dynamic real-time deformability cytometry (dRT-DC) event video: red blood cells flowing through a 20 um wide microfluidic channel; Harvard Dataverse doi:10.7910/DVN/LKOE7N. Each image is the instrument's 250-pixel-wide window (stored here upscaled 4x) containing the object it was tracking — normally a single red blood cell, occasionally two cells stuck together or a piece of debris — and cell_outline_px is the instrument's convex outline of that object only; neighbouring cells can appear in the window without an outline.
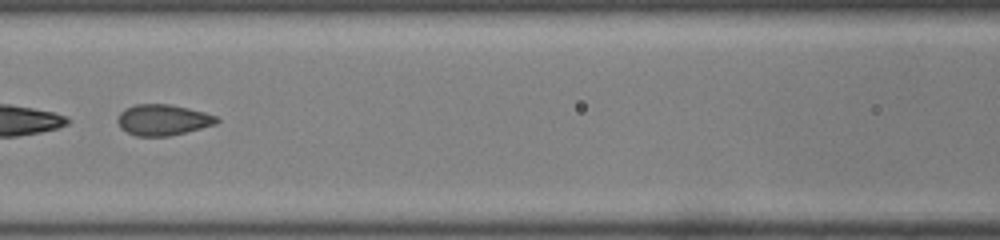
{"species": "common noctule bat (a hibernating species)", "species_latin": "Nyctalus noctula", "temperature_condition": "room temperature", "stored_images_in_passage": 49, "segment_of_instrument_passage": [2, 2], "camera_frame_rate_fps": 3000, "um_per_image_px": 0.085, "animal": {"sex": "male", "body_mass_g": 19.0, "forearm_length_mm": 50.8}, "frame": {"image": 1, "passage_image": 23, "time_ms": 7.333, "image_size_px": [1000, 240], "cell_outline_px": [[220, 120], [216, 124], [168, 136], [136, 136], [120, 128], [116, 120], [120, 112], [124, 108], [136, 104], [168, 104], [188, 108], [204, 112], [216, 116]], "centroid_in_image_um": [13.81, 10.18], "position_along_channel_um": 152.8, "area_um2": 17.8}}
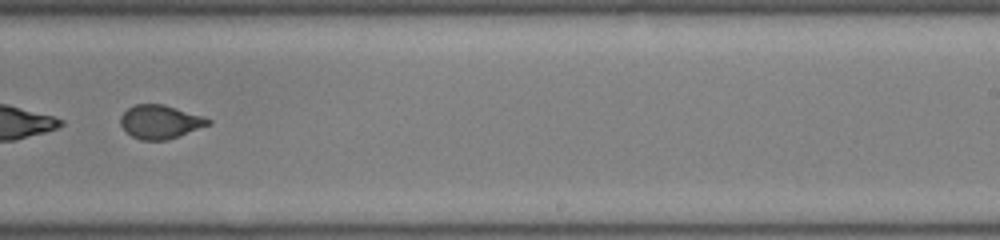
{"frame": {"image": 2, "passage_image": 32, "time_ms": 10.333, "image_size_px": [1000, 240], "cell_outline_px": [[212, 124], [168, 140], [140, 140], [132, 136], [120, 124], [120, 116], [128, 108], [136, 104], [164, 104], [204, 116], [212, 120]], "centroid_in_image_um": [13.65, 10.35], "position_along_channel_um": 275.3, "area_um2": 17.28}}
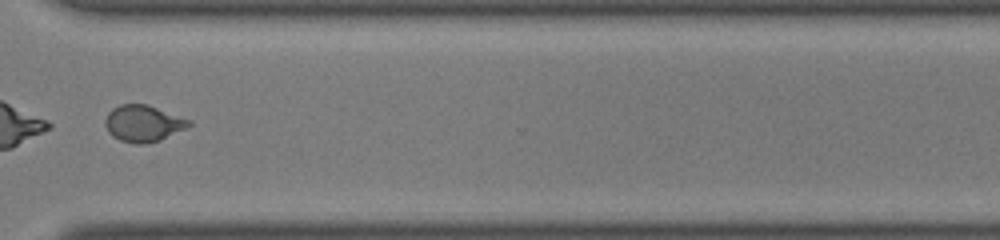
{"frame": {"image": 3, "passage_image": 38, "time_ms": 12.333, "image_size_px": [1000, 240], "cell_outline_px": [[192, 124], [188, 128], [160, 140], [144, 144], [136, 144], [120, 140], [112, 136], [108, 132], [104, 124], [104, 120], [108, 112], [112, 108], [120, 104], [148, 104], [192, 120]], "centroid_in_image_um": [12.19, 10.48], "position_along_channel_um": 358.4, "area_um2": 18.15}}